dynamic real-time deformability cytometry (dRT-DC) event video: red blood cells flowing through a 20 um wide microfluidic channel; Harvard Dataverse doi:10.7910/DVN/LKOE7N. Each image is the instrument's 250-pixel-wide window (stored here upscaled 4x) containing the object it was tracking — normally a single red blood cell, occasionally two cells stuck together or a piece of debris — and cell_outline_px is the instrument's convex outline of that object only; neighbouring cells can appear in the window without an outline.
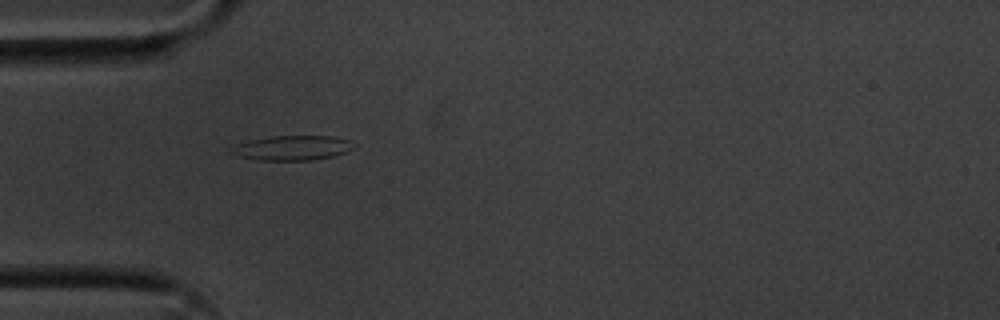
{"species": "common noctule bat (a hibernating species)", "species_latin": "Nyctalus noctula", "temperature_condition": "cold", "stored_images_in_passage": 2, "camera_frame_rate_fps": 3000, "um_per_image_px": 0.085, "animal": {"sex": "male", "body_mass_g": 20.1, "forearm_length_mm": 53.5}, "frame": {"image": 1, "passage_image": 1, "time_ms": 0.0, "image_size_px": [1000, 320], "cell_outline_px": [[356, 148], [348, 152], [332, 156], [312, 160], [260, 160], [236, 156], [236, 144], [248, 140], [272, 136], [332, 136], [348, 140]], "centroid_in_image_um": [24.92, 12.57], "position_along_channel_um": 60.1, "area_um2": 17.34}}